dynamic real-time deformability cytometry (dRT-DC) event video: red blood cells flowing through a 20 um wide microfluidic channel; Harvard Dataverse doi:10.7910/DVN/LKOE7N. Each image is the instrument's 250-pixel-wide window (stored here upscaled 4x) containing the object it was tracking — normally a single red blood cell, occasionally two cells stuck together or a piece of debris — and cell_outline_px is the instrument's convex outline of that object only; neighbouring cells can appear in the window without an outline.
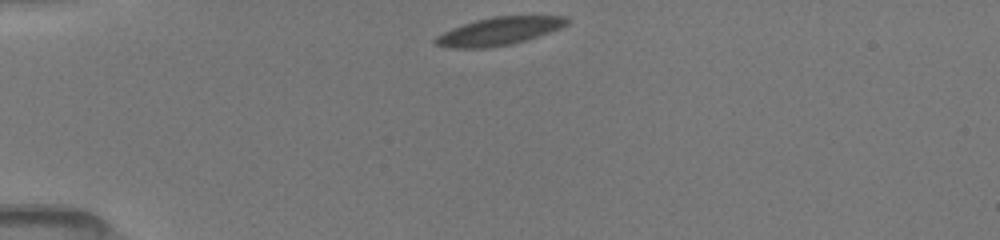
{"species": "common noctule bat (a hibernating species)", "species_latin": "Nyctalus noctula", "temperature_condition": "room temperature", "stored_images_in_passage": 41, "camera_frame_rate_fps": 3000, "um_per_image_px": 0.085, "animal": {"sex": "female", "body_mass_g": 19.5, "forearm_length_mm": 54.1}, "frame": {"image": 1, "passage_image": 1, "time_ms": 0.0, "image_size_px": [1000, 240], "cell_outline_px": [[568, 24], [560, 28], [512, 44], [484, 48], [452, 48], [436, 44], [432, 40], [436, 36], [452, 28], [476, 20], [492, 16], [568, 16]], "centroid_in_image_um": [42.4, 2.65], "position_along_channel_um": 42.6, "area_um2": 21.1}}
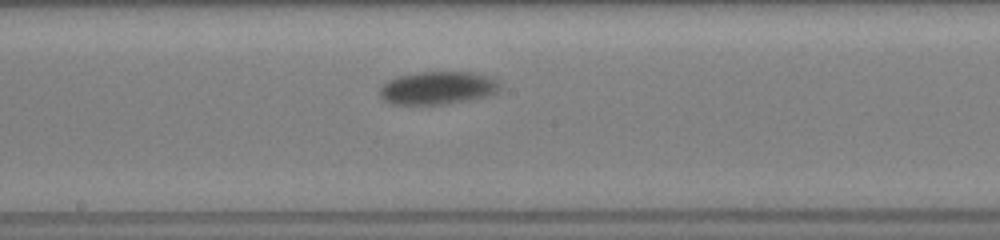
{"frame": {"image": 2, "passage_image": 17, "time_ms": 5.333, "image_size_px": [1000, 240], "cell_outline_px": [[500, 88], [496, 92], [488, 96], [468, 100], [444, 104], [392, 104], [384, 100], [380, 96], [380, 88], [388, 80], [400, 76], [420, 72], [472, 72], [496, 80], [500, 84]], "centroid_in_image_um": [37.19, 7.48], "position_along_channel_um": 211.0, "area_um2": 22.77}}
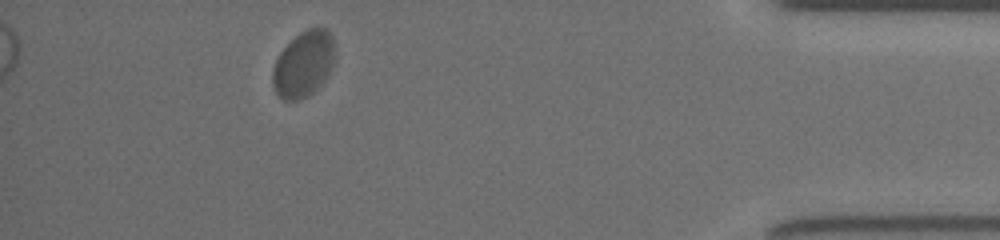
{"frame": {"image": 3, "passage_image": 36, "time_ms": 11.667, "image_size_px": [1000, 240], "cell_outline_px": [[336, 56], [328, 76], [312, 92], [300, 100], [284, 100], [276, 92], [272, 84], [272, 68], [280, 52], [300, 32], [308, 28], [324, 28], [332, 36], [336, 48]], "centroid_in_image_um": [25.82, 5.44], "position_along_channel_um": 409.4, "area_um2": 23.93}, "authors_computed_cell_mechanics": {"area_um2": 23.409, "velocity_mm_per_s": 3.8666, "shape_relaxation_time_tau1_ms": 2.7619, "shape_relaxation_time_tau2_ms": null, "deformation_change_tau1": 0.1005, "deformation_change_tau2": null}}